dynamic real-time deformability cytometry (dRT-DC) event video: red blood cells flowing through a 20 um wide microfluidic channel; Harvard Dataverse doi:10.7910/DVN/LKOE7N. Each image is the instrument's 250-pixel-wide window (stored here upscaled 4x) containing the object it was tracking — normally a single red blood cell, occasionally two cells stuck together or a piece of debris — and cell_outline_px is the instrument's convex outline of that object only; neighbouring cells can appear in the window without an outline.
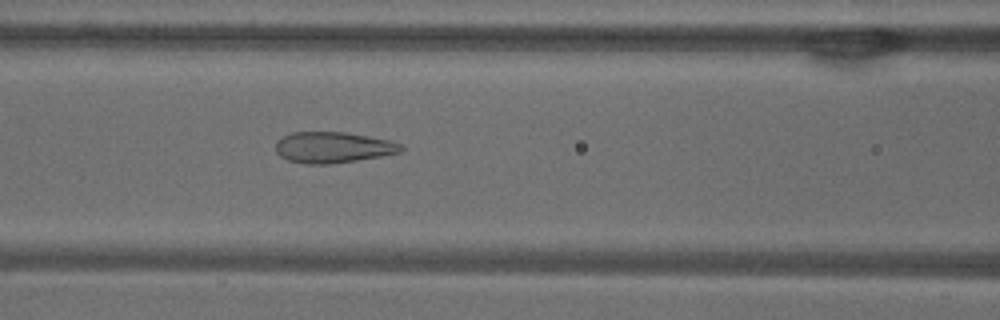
{"species": "common noctule bat (a hibernating species)", "species_latin": "Nyctalus noctula", "temperature_condition": "warm", "stored_images_in_passage": 52, "camera_frame_rate_fps": 3000, "um_per_image_px": 0.085, "animal": {"sex": "male", "body_mass_g": 18.8}, "frame": {"image": 1, "passage_image": 22, "time_ms": 7.0, "image_size_px": [1000, 320], "cell_outline_px": [[404, 148], [400, 152], [380, 156], [356, 160], [328, 164], [304, 164], [288, 160], [280, 156], [276, 152], [276, 140], [292, 132], [344, 132], [368, 136], [388, 140], [400, 144]], "centroid_in_image_um": [28.26, 12.53], "position_along_channel_um": 138.3, "area_um2": 22.48}}
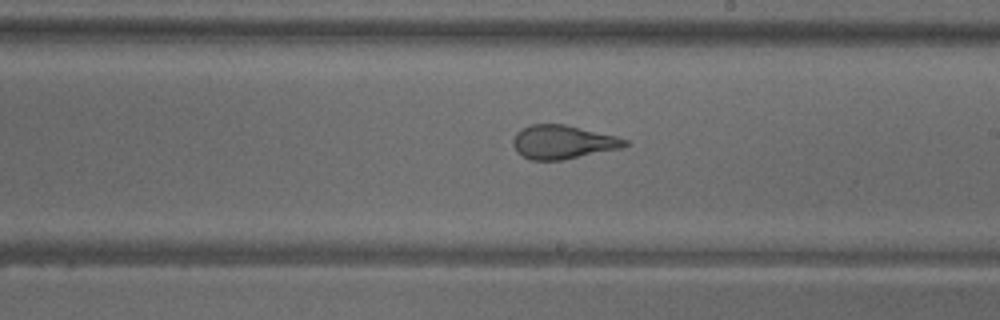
{"frame": {"image": 2, "passage_image": 30, "time_ms": 9.667, "image_size_px": [1000, 320], "cell_outline_px": [[628, 144], [624, 148], [560, 160], [532, 160], [516, 152], [512, 144], [512, 140], [516, 132], [520, 128], [528, 124], [564, 124], [616, 136], [628, 140]], "centroid_in_image_um": [47.81, 12.07], "position_along_channel_um": 241.2, "area_um2": 22.08}}
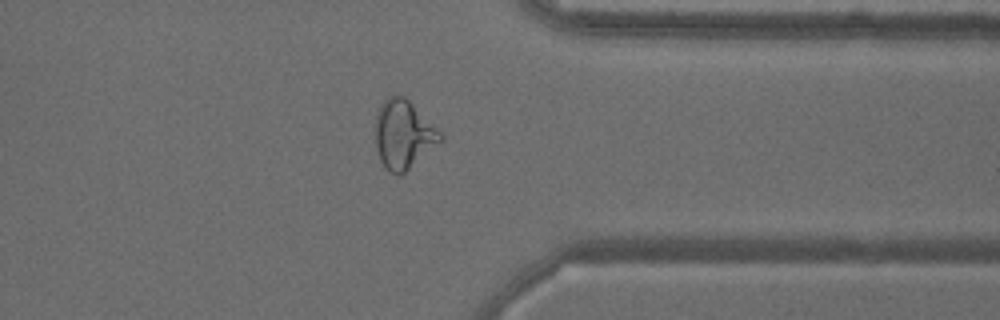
{"frame": {"image": 3, "passage_image": 41, "time_ms": 13.333, "image_size_px": [1000, 320], "cell_outline_px": [[444, 140], [400, 176], [384, 168], [380, 160], [376, 148], [376, 112], [380, 104], [388, 96], [404, 96], [444, 136]], "centroid_in_image_um": [34.28, 11.45], "position_along_channel_um": 377.1, "area_um2": 25.78}, "authors_computed_cell_mechanics": {"area_um2": 26.9637, "velocity_mm_per_s": 3.8651, "shape_relaxation_time_tau1_ms": null, "shape_relaxation_time_tau2_ms": 0.9348, "deformation_change_tau1": null, "deformation_change_tau2": 0.1037}}